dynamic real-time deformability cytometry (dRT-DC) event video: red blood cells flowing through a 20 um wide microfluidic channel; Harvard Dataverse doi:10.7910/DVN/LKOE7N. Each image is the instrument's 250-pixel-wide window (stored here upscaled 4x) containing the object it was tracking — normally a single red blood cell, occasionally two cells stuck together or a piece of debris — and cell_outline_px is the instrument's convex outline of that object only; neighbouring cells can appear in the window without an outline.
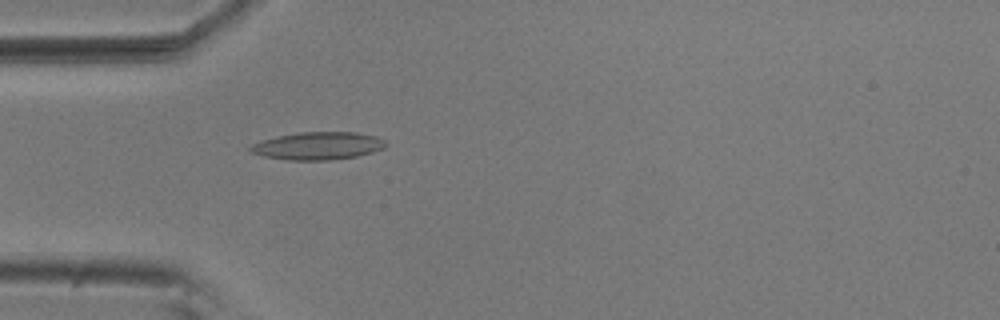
{"species": "common noctule bat (a hibernating species)", "species_latin": "Nyctalus noctula", "temperature_condition": "room temperature", "stored_images_in_passage": 54, "camera_frame_rate_fps": 3000, "um_per_image_px": 0.085, "animal": {"sex": "male", "body_mass_g": 20.5, "forearm_length_mm": 52.5}, "frame": {"image": 1, "passage_image": 16, "time_ms": 5.0, "image_size_px": [1000, 320], "cell_outline_px": [[388, 144], [384, 148], [372, 152], [356, 156], [328, 160], [288, 160], [264, 156], [248, 152], [248, 148], [252, 144], [276, 136], [300, 132], [356, 132], [376, 136], [388, 140]], "centroid_in_image_um": [27.05, 12.39], "position_along_channel_um": 58.0, "area_um2": 21.96}}
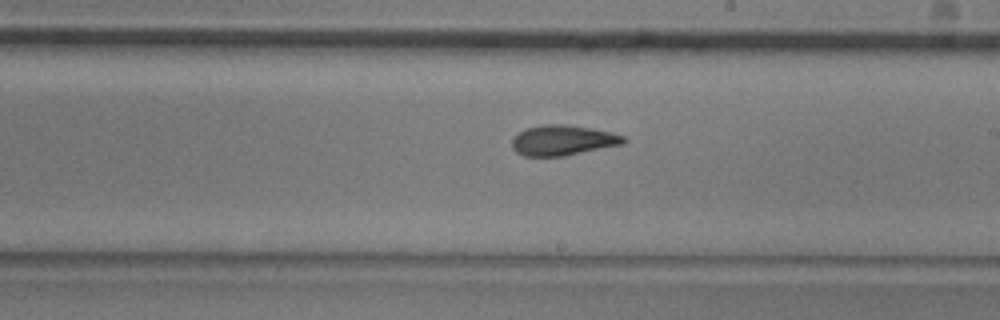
{"frame": {"image": 2, "passage_image": 31, "time_ms": 10.0, "image_size_px": [1000, 320], "cell_outline_px": [[628, 140], [624, 144], [564, 156], [524, 156], [516, 152], [512, 148], [512, 140], [524, 128], [544, 124], [564, 124], [612, 132], [624, 136]], "centroid_in_image_um": [47.85, 11.93], "position_along_channel_um": 241.1, "area_um2": 19.71}}
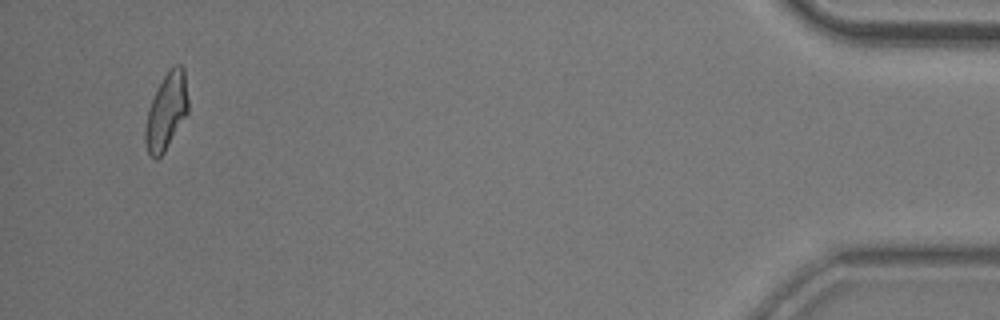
{"frame": {"image": 3, "passage_image": 52, "time_ms": 17.0, "image_size_px": [1000, 320], "cell_outline_px": [[188, 112], [164, 152], [156, 160], [148, 152], [144, 140], [144, 128], [148, 112], [152, 100], [168, 68], [176, 64], [180, 64], [184, 68], [188, 100]], "centroid_in_image_um": [14.15, 9.45], "position_along_channel_um": 421.1, "area_um2": 18.9}, "authors_computed_cell_mechanics": {"area_um2": 19.8254, "velocity_mm_per_s": 3.7068, "shape_relaxation_time_tau1_ms": 6.3541, "shape_relaxation_time_tau2_ms": 2.4232, "deformation_change_tau1": 0.1769, "deformation_change_tau2": 0.1}}